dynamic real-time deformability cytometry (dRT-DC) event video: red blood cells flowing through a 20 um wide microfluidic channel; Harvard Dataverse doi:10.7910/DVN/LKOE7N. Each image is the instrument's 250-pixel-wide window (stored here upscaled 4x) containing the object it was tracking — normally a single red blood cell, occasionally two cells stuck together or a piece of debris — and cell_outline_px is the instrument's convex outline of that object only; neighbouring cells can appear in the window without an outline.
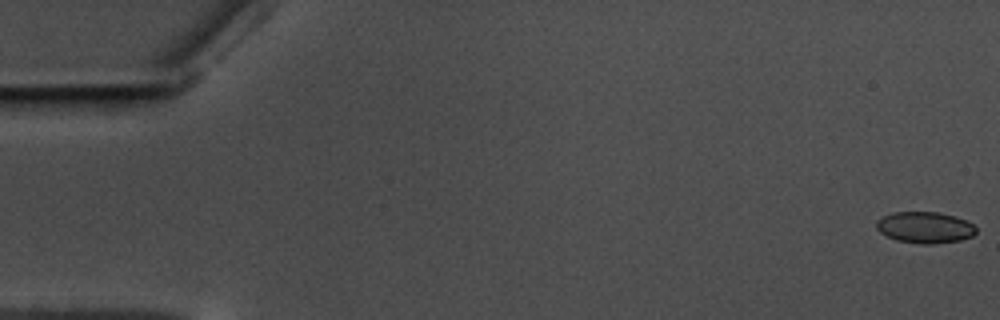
{"species": "common noctule bat (a hibernating species)", "species_latin": "Nyctalus noctula", "temperature_condition": "warm", "stored_images_in_passage": 18, "camera_frame_rate_fps": 3000, "um_per_image_px": 0.085, "animal": {"sex": "male", "body_mass_g": 17.5, "forearm_length_mm": 52.3}, "frame": {"image": 1, "passage_image": 1, "time_ms": 0.0, "image_size_px": [1000, 320], "cell_outline_px": [[976, 232], [972, 236], [960, 240], [928, 244], [920, 244], [896, 240], [880, 232], [876, 228], [876, 220], [892, 212], [936, 212], [956, 216], [972, 224], [976, 228]], "centroid_in_image_um": [78.6, 19.33], "position_along_channel_um": 6.4, "area_um2": 18.09}}
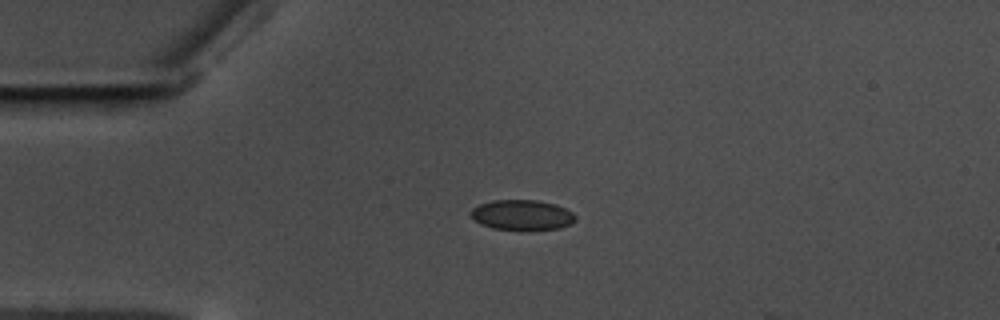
{"frame": {"image": 2, "passage_image": 15, "time_ms": 4.667, "image_size_px": [1000, 320], "cell_outline_px": [[576, 220], [572, 224], [560, 228], [528, 232], [492, 228], [480, 224], [472, 220], [468, 216], [468, 212], [472, 208], [480, 204], [492, 200], [536, 200], [556, 204], [572, 212], [576, 216]], "centroid_in_image_um": [44.34, 18.31], "position_along_channel_um": 40.7, "area_um2": 19.25}}